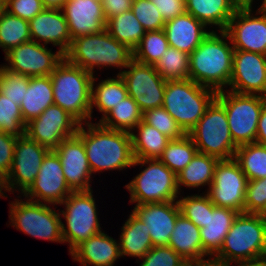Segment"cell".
<instances>
[{
	"label": "cell",
	"mask_w": 266,
	"mask_h": 266,
	"mask_svg": "<svg viewBox=\"0 0 266 266\" xmlns=\"http://www.w3.org/2000/svg\"><path fill=\"white\" fill-rule=\"evenodd\" d=\"M219 33L217 30H210L201 44L190 54L189 59V79L216 93L228 88L234 55L228 34L225 31Z\"/></svg>",
	"instance_id": "cell-1"
},
{
	"label": "cell",
	"mask_w": 266,
	"mask_h": 266,
	"mask_svg": "<svg viewBox=\"0 0 266 266\" xmlns=\"http://www.w3.org/2000/svg\"><path fill=\"white\" fill-rule=\"evenodd\" d=\"M76 135L84 143L92 174L133 167L131 133L88 122L79 125Z\"/></svg>",
	"instance_id": "cell-2"
},
{
	"label": "cell",
	"mask_w": 266,
	"mask_h": 266,
	"mask_svg": "<svg viewBox=\"0 0 266 266\" xmlns=\"http://www.w3.org/2000/svg\"><path fill=\"white\" fill-rule=\"evenodd\" d=\"M64 58L70 64L81 67L92 75L96 72L95 67L117 68L120 69L117 75H120L123 72L121 69H125L133 59V51L114 39L105 29L73 39Z\"/></svg>",
	"instance_id": "cell-3"
},
{
	"label": "cell",
	"mask_w": 266,
	"mask_h": 266,
	"mask_svg": "<svg viewBox=\"0 0 266 266\" xmlns=\"http://www.w3.org/2000/svg\"><path fill=\"white\" fill-rule=\"evenodd\" d=\"M266 256V216L239 213L213 259L239 265Z\"/></svg>",
	"instance_id": "cell-4"
},
{
	"label": "cell",
	"mask_w": 266,
	"mask_h": 266,
	"mask_svg": "<svg viewBox=\"0 0 266 266\" xmlns=\"http://www.w3.org/2000/svg\"><path fill=\"white\" fill-rule=\"evenodd\" d=\"M54 104L80 124L91 122V93L94 75L70 64L65 58L50 74Z\"/></svg>",
	"instance_id": "cell-5"
},
{
	"label": "cell",
	"mask_w": 266,
	"mask_h": 266,
	"mask_svg": "<svg viewBox=\"0 0 266 266\" xmlns=\"http://www.w3.org/2000/svg\"><path fill=\"white\" fill-rule=\"evenodd\" d=\"M216 98V92L191 79L167 81L162 107L187 134Z\"/></svg>",
	"instance_id": "cell-6"
},
{
	"label": "cell",
	"mask_w": 266,
	"mask_h": 266,
	"mask_svg": "<svg viewBox=\"0 0 266 266\" xmlns=\"http://www.w3.org/2000/svg\"><path fill=\"white\" fill-rule=\"evenodd\" d=\"M145 167L125 188L130 192V203L142 205L177 201L181 194L177 175L159 159L134 158L132 166Z\"/></svg>",
	"instance_id": "cell-7"
},
{
	"label": "cell",
	"mask_w": 266,
	"mask_h": 266,
	"mask_svg": "<svg viewBox=\"0 0 266 266\" xmlns=\"http://www.w3.org/2000/svg\"><path fill=\"white\" fill-rule=\"evenodd\" d=\"M187 134L199 153L217 157L219 160L234 158L238 148L230 134L225 108L216 98Z\"/></svg>",
	"instance_id": "cell-8"
},
{
	"label": "cell",
	"mask_w": 266,
	"mask_h": 266,
	"mask_svg": "<svg viewBox=\"0 0 266 266\" xmlns=\"http://www.w3.org/2000/svg\"><path fill=\"white\" fill-rule=\"evenodd\" d=\"M66 225L62 222V238L69 243V254L90 237L102 232L93 190L73 191L59 206Z\"/></svg>",
	"instance_id": "cell-9"
},
{
	"label": "cell",
	"mask_w": 266,
	"mask_h": 266,
	"mask_svg": "<svg viewBox=\"0 0 266 266\" xmlns=\"http://www.w3.org/2000/svg\"><path fill=\"white\" fill-rule=\"evenodd\" d=\"M18 198L20 200L14 199L9 203V223L13 228L33 238L64 243L60 211L56 212L48 204Z\"/></svg>",
	"instance_id": "cell-10"
},
{
	"label": "cell",
	"mask_w": 266,
	"mask_h": 266,
	"mask_svg": "<svg viewBox=\"0 0 266 266\" xmlns=\"http://www.w3.org/2000/svg\"><path fill=\"white\" fill-rule=\"evenodd\" d=\"M216 99L225 108L234 143L241 146L256 142L257 125L266 97L227 89L217 92Z\"/></svg>",
	"instance_id": "cell-11"
},
{
	"label": "cell",
	"mask_w": 266,
	"mask_h": 266,
	"mask_svg": "<svg viewBox=\"0 0 266 266\" xmlns=\"http://www.w3.org/2000/svg\"><path fill=\"white\" fill-rule=\"evenodd\" d=\"M247 184L248 179L234 158L221 159L215 166L213 182L206 193L215 206L244 213Z\"/></svg>",
	"instance_id": "cell-12"
},
{
	"label": "cell",
	"mask_w": 266,
	"mask_h": 266,
	"mask_svg": "<svg viewBox=\"0 0 266 266\" xmlns=\"http://www.w3.org/2000/svg\"><path fill=\"white\" fill-rule=\"evenodd\" d=\"M120 76L123 78L128 95L139 106L142 113L162 107L167 80L163 79L154 65L132 59Z\"/></svg>",
	"instance_id": "cell-13"
},
{
	"label": "cell",
	"mask_w": 266,
	"mask_h": 266,
	"mask_svg": "<svg viewBox=\"0 0 266 266\" xmlns=\"http://www.w3.org/2000/svg\"><path fill=\"white\" fill-rule=\"evenodd\" d=\"M49 151L48 148L31 140L25 134L18 137L10 172L3 180L5 194L21 191L20 194L23 195L34 183L43 158Z\"/></svg>",
	"instance_id": "cell-14"
},
{
	"label": "cell",
	"mask_w": 266,
	"mask_h": 266,
	"mask_svg": "<svg viewBox=\"0 0 266 266\" xmlns=\"http://www.w3.org/2000/svg\"><path fill=\"white\" fill-rule=\"evenodd\" d=\"M79 125L72 115L53 104L26 123L24 134L49 150H55L63 140L76 135Z\"/></svg>",
	"instance_id": "cell-15"
},
{
	"label": "cell",
	"mask_w": 266,
	"mask_h": 266,
	"mask_svg": "<svg viewBox=\"0 0 266 266\" xmlns=\"http://www.w3.org/2000/svg\"><path fill=\"white\" fill-rule=\"evenodd\" d=\"M252 12V6H239L225 32L235 50L266 55V12L260 9Z\"/></svg>",
	"instance_id": "cell-16"
},
{
	"label": "cell",
	"mask_w": 266,
	"mask_h": 266,
	"mask_svg": "<svg viewBox=\"0 0 266 266\" xmlns=\"http://www.w3.org/2000/svg\"><path fill=\"white\" fill-rule=\"evenodd\" d=\"M8 64L1 65L14 72L28 77L50 75L55 67L64 59L59 50L56 53L44 44L33 40L22 43L5 53Z\"/></svg>",
	"instance_id": "cell-17"
},
{
	"label": "cell",
	"mask_w": 266,
	"mask_h": 266,
	"mask_svg": "<svg viewBox=\"0 0 266 266\" xmlns=\"http://www.w3.org/2000/svg\"><path fill=\"white\" fill-rule=\"evenodd\" d=\"M73 190L68 186L59 156L50 150L43 158L37 177L23 197L34 202L57 206Z\"/></svg>",
	"instance_id": "cell-18"
},
{
	"label": "cell",
	"mask_w": 266,
	"mask_h": 266,
	"mask_svg": "<svg viewBox=\"0 0 266 266\" xmlns=\"http://www.w3.org/2000/svg\"><path fill=\"white\" fill-rule=\"evenodd\" d=\"M230 91L266 97V55L235 50Z\"/></svg>",
	"instance_id": "cell-19"
},
{
	"label": "cell",
	"mask_w": 266,
	"mask_h": 266,
	"mask_svg": "<svg viewBox=\"0 0 266 266\" xmlns=\"http://www.w3.org/2000/svg\"><path fill=\"white\" fill-rule=\"evenodd\" d=\"M59 156L65 180L73 191H90L93 175L83 141L77 136L63 140L54 150Z\"/></svg>",
	"instance_id": "cell-20"
},
{
	"label": "cell",
	"mask_w": 266,
	"mask_h": 266,
	"mask_svg": "<svg viewBox=\"0 0 266 266\" xmlns=\"http://www.w3.org/2000/svg\"><path fill=\"white\" fill-rule=\"evenodd\" d=\"M132 213L146 224L154 246H167L181 214L177 201L135 205Z\"/></svg>",
	"instance_id": "cell-21"
},
{
	"label": "cell",
	"mask_w": 266,
	"mask_h": 266,
	"mask_svg": "<svg viewBox=\"0 0 266 266\" xmlns=\"http://www.w3.org/2000/svg\"><path fill=\"white\" fill-rule=\"evenodd\" d=\"M61 10L72 40L106 29L101 0H67Z\"/></svg>",
	"instance_id": "cell-22"
},
{
	"label": "cell",
	"mask_w": 266,
	"mask_h": 266,
	"mask_svg": "<svg viewBox=\"0 0 266 266\" xmlns=\"http://www.w3.org/2000/svg\"><path fill=\"white\" fill-rule=\"evenodd\" d=\"M31 40L59 47L65 54L72 43L68 23L61 9L44 8L39 14L29 21Z\"/></svg>",
	"instance_id": "cell-23"
},
{
	"label": "cell",
	"mask_w": 266,
	"mask_h": 266,
	"mask_svg": "<svg viewBox=\"0 0 266 266\" xmlns=\"http://www.w3.org/2000/svg\"><path fill=\"white\" fill-rule=\"evenodd\" d=\"M207 28L188 12L166 21L164 25L169 47L176 48L189 55L209 34L210 31Z\"/></svg>",
	"instance_id": "cell-24"
},
{
	"label": "cell",
	"mask_w": 266,
	"mask_h": 266,
	"mask_svg": "<svg viewBox=\"0 0 266 266\" xmlns=\"http://www.w3.org/2000/svg\"><path fill=\"white\" fill-rule=\"evenodd\" d=\"M70 255L81 266H114L121 258L119 241L104 231L78 245Z\"/></svg>",
	"instance_id": "cell-25"
},
{
	"label": "cell",
	"mask_w": 266,
	"mask_h": 266,
	"mask_svg": "<svg viewBox=\"0 0 266 266\" xmlns=\"http://www.w3.org/2000/svg\"><path fill=\"white\" fill-rule=\"evenodd\" d=\"M239 213L223 207L215 206L208 196V219L200 228L203 251L213 258L221 249L228 231Z\"/></svg>",
	"instance_id": "cell-26"
},
{
	"label": "cell",
	"mask_w": 266,
	"mask_h": 266,
	"mask_svg": "<svg viewBox=\"0 0 266 266\" xmlns=\"http://www.w3.org/2000/svg\"><path fill=\"white\" fill-rule=\"evenodd\" d=\"M168 246L186 261L198 262L206 260V257L209 259L203 251L200 228L182 214L176 220Z\"/></svg>",
	"instance_id": "cell-27"
},
{
	"label": "cell",
	"mask_w": 266,
	"mask_h": 266,
	"mask_svg": "<svg viewBox=\"0 0 266 266\" xmlns=\"http://www.w3.org/2000/svg\"><path fill=\"white\" fill-rule=\"evenodd\" d=\"M186 12L202 22L206 27L218 26L225 31L229 20L239 8L235 0H185Z\"/></svg>",
	"instance_id": "cell-28"
},
{
	"label": "cell",
	"mask_w": 266,
	"mask_h": 266,
	"mask_svg": "<svg viewBox=\"0 0 266 266\" xmlns=\"http://www.w3.org/2000/svg\"><path fill=\"white\" fill-rule=\"evenodd\" d=\"M54 104L50 75L30 77L27 91L20 104L25 123L37 118L47 107Z\"/></svg>",
	"instance_id": "cell-29"
},
{
	"label": "cell",
	"mask_w": 266,
	"mask_h": 266,
	"mask_svg": "<svg viewBox=\"0 0 266 266\" xmlns=\"http://www.w3.org/2000/svg\"><path fill=\"white\" fill-rule=\"evenodd\" d=\"M121 227L119 248L121 257H137V261L153 247L149 230L146 224L136 217L132 212Z\"/></svg>",
	"instance_id": "cell-30"
},
{
	"label": "cell",
	"mask_w": 266,
	"mask_h": 266,
	"mask_svg": "<svg viewBox=\"0 0 266 266\" xmlns=\"http://www.w3.org/2000/svg\"><path fill=\"white\" fill-rule=\"evenodd\" d=\"M96 78L94 76L92 80L91 121L94 107L98 109L99 113H102V119L115 105H118L121 100L129 96L125 82L120 75L116 74L114 78L108 77L98 84H95Z\"/></svg>",
	"instance_id": "cell-31"
},
{
	"label": "cell",
	"mask_w": 266,
	"mask_h": 266,
	"mask_svg": "<svg viewBox=\"0 0 266 266\" xmlns=\"http://www.w3.org/2000/svg\"><path fill=\"white\" fill-rule=\"evenodd\" d=\"M134 131L131 132L134 158L158 159L171 141L168 136L143 120L134 128Z\"/></svg>",
	"instance_id": "cell-32"
},
{
	"label": "cell",
	"mask_w": 266,
	"mask_h": 266,
	"mask_svg": "<svg viewBox=\"0 0 266 266\" xmlns=\"http://www.w3.org/2000/svg\"><path fill=\"white\" fill-rule=\"evenodd\" d=\"M218 161L217 157L197 152L191 162L177 174L179 192H181L182 186L191 189L208 186L209 189Z\"/></svg>",
	"instance_id": "cell-33"
},
{
	"label": "cell",
	"mask_w": 266,
	"mask_h": 266,
	"mask_svg": "<svg viewBox=\"0 0 266 266\" xmlns=\"http://www.w3.org/2000/svg\"><path fill=\"white\" fill-rule=\"evenodd\" d=\"M107 31L118 42L133 51L145 35V29L132 10L116 15L107 21Z\"/></svg>",
	"instance_id": "cell-34"
},
{
	"label": "cell",
	"mask_w": 266,
	"mask_h": 266,
	"mask_svg": "<svg viewBox=\"0 0 266 266\" xmlns=\"http://www.w3.org/2000/svg\"><path fill=\"white\" fill-rule=\"evenodd\" d=\"M142 115L134 99L127 96L98 122L106 128L131 133L142 121Z\"/></svg>",
	"instance_id": "cell-35"
},
{
	"label": "cell",
	"mask_w": 266,
	"mask_h": 266,
	"mask_svg": "<svg viewBox=\"0 0 266 266\" xmlns=\"http://www.w3.org/2000/svg\"><path fill=\"white\" fill-rule=\"evenodd\" d=\"M234 159L248 180L266 177V145L252 142L238 146Z\"/></svg>",
	"instance_id": "cell-36"
},
{
	"label": "cell",
	"mask_w": 266,
	"mask_h": 266,
	"mask_svg": "<svg viewBox=\"0 0 266 266\" xmlns=\"http://www.w3.org/2000/svg\"><path fill=\"white\" fill-rule=\"evenodd\" d=\"M197 152L192 138L185 134L180 139H171L158 159L177 175L191 162Z\"/></svg>",
	"instance_id": "cell-37"
},
{
	"label": "cell",
	"mask_w": 266,
	"mask_h": 266,
	"mask_svg": "<svg viewBox=\"0 0 266 266\" xmlns=\"http://www.w3.org/2000/svg\"><path fill=\"white\" fill-rule=\"evenodd\" d=\"M30 40L29 21L11 15L7 11L0 15V47L4 54Z\"/></svg>",
	"instance_id": "cell-38"
},
{
	"label": "cell",
	"mask_w": 266,
	"mask_h": 266,
	"mask_svg": "<svg viewBox=\"0 0 266 266\" xmlns=\"http://www.w3.org/2000/svg\"><path fill=\"white\" fill-rule=\"evenodd\" d=\"M189 59L188 53L168 47L154 67L167 81L186 80L189 79Z\"/></svg>",
	"instance_id": "cell-39"
},
{
	"label": "cell",
	"mask_w": 266,
	"mask_h": 266,
	"mask_svg": "<svg viewBox=\"0 0 266 266\" xmlns=\"http://www.w3.org/2000/svg\"><path fill=\"white\" fill-rule=\"evenodd\" d=\"M169 47L164 29L147 31L133 50V59L148 65H155Z\"/></svg>",
	"instance_id": "cell-40"
},
{
	"label": "cell",
	"mask_w": 266,
	"mask_h": 266,
	"mask_svg": "<svg viewBox=\"0 0 266 266\" xmlns=\"http://www.w3.org/2000/svg\"><path fill=\"white\" fill-rule=\"evenodd\" d=\"M25 126L20 105L0 93V131L20 137L24 135Z\"/></svg>",
	"instance_id": "cell-41"
},
{
	"label": "cell",
	"mask_w": 266,
	"mask_h": 266,
	"mask_svg": "<svg viewBox=\"0 0 266 266\" xmlns=\"http://www.w3.org/2000/svg\"><path fill=\"white\" fill-rule=\"evenodd\" d=\"M179 197L177 202L181 214L193 222L198 228L204 227L208 219V194L203 192L200 195L198 193L186 197Z\"/></svg>",
	"instance_id": "cell-42"
},
{
	"label": "cell",
	"mask_w": 266,
	"mask_h": 266,
	"mask_svg": "<svg viewBox=\"0 0 266 266\" xmlns=\"http://www.w3.org/2000/svg\"><path fill=\"white\" fill-rule=\"evenodd\" d=\"M30 77L0 65V93L20 105L24 99Z\"/></svg>",
	"instance_id": "cell-43"
},
{
	"label": "cell",
	"mask_w": 266,
	"mask_h": 266,
	"mask_svg": "<svg viewBox=\"0 0 266 266\" xmlns=\"http://www.w3.org/2000/svg\"><path fill=\"white\" fill-rule=\"evenodd\" d=\"M142 120L170 139H180L186 134L163 107L145 111Z\"/></svg>",
	"instance_id": "cell-44"
},
{
	"label": "cell",
	"mask_w": 266,
	"mask_h": 266,
	"mask_svg": "<svg viewBox=\"0 0 266 266\" xmlns=\"http://www.w3.org/2000/svg\"><path fill=\"white\" fill-rule=\"evenodd\" d=\"M131 10L146 32L164 29L166 22L151 0H133Z\"/></svg>",
	"instance_id": "cell-45"
},
{
	"label": "cell",
	"mask_w": 266,
	"mask_h": 266,
	"mask_svg": "<svg viewBox=\"0 0 266 266\" xmlns=\"http://www.w3.org/2000/svg\"><path fill=\"white\" fill-rule=\"evenodd\" d=\"M244 213L266 214V177L248 180L244 200Z\"/></svg>",
	"instance_id": "cell-46"
},
{
	"label": "cell",
	"mask_w": 266,
	"mask_h": 266,
	"mask_svg": "<svg viewBox=\"0 0 266 266\" xmlns=\"http://www.w3.org/2000/svg\"><path fill=\"white\" fill-rule=\"evenodd\" d=\"M139 260V266H181L186 261L168 245L152 247Z\"/></svg>",
	"instance_id": "cell-47"
},
{
	"label": "cell",
	"mask_w": 266,
	"mask_h": 266,
	"mask_svg": "<svg viewBox=\"0 0 266 266\" xmlns=\"http://www.w3.org/2000/svg\"><path fill=\"white\" fill-rule=\"evenodd\" d=\"M45 7L41 0H5V11L30 21Z\"/></svg>",
	"instance_id": "cell-48"
},
{
	"label": "cell",
	"mask_w": 266,
	"mask_h": 266,
	"mask_svg": "<svg viewBox=\"0 0 266 266\" xmlns=\"http://www.w3.org/2000/svg\"><path fill=\"white\" fill-rule=\"evenodd\" d=\"M18 137L0 131V179L4 180L11 169Z\"/></svg>",
	"instance_id": "cell-49"
},
{
	"label": "cell",
	"mask_w": 266,
	"mask_h": 266,
	"mask_svg": "<svg viewBox=\"0 0 266 266\" xmlns=\"http://www.w3.org/2000/svg\"><path fill=\"white\" fill-rule=\"evenodd\" d=\"M164 21L174 19L186 12L185 0H151Z\"/></svg>",
	"instance_id": "cell-50"
},
{
	"label": "cell",
	"mask_w": 266,
	"mask_h": 266,
	"mask_svg": "<svg viewBox=\"0 0 266 266\" xmlns=\"http://www.w3.org/2000/svg\"><path fill=\"white\" fill-rule=\"evenodd\" d=\"M133 0H101L106 20L131 10Z\"/></svg>",
	"instance_id": "cell-51"
},
{
	"label": "cell",
	"mask_w": 266,
	"mask_h": 266,
	"mask_svg": "<svg viewBox=\"0 0 266 266\" xmlns=\"http://www.w3.org/2000/svg\"><path fill=\"white\" fill-rule=\"evenodd\" d=\"M256 142L266 145V100L264 101L257 125Z\"/></svg>",
	"instance_id": "cell-52"
},
{
	"label": "cell",
	"mask_w": 266,
	"mask_h": 266,
	"mask_svg": "<svg viewBox=\"0 0 266 266\" xmlns=\"http://www.w3.org/2000/svg\"><path fill=\"white\" fill-rule=\"evenodd\" d=\"M193 266H230V265L224 264L213 258L209 259L207 258L206 260L203 261L193 262Z\"/></svg>",
	"instance_id": "cell-53"
},
{
	"label": "cell",
	"mask_w": 266,
	"mask_h": 266,
	"mask_svg": "<svg viewBox=\"0 0 266 266\" xmlns=\"http://www.w3.org/2000/svg\"><path fill=\"white\" fill-rule=\"evenodd\" d=\"M45 8L61 9L67 0H41Z\"/></svg>",
	"instance_id": "cell-54"
},
{
	"label": "cell",
	"mask_w": 266,
	"mask_h": 266,
	"mask_svg": "<svg viewBox=\"0 0 266 266\" xmlns=\"http://www.w3.org/2000/svg\"><path fill=\"white\" fill-rule=\"evenodd\" d=\"M238 266H266V256L239 264Z\"/></svg>",
	"instance_id": "cell-55"
},
{
	"label": "cell",
	"mask_w": 266,
	"mask_h": 266,
	"mask_svg": "<svg viewBox=\"0 0 266 266\" xmlns=\"http://www.w3.org/2000/svg\"><path fill=\"white\" fill-rule=\"evenodd\" d=\"M239 6H252L254 0H235Z\"/></svg>",
	"instance_id": "cell-56"
},
{
	"label": "cell",
	"mask_w": 266,
	"mask_h": 266,
	"mask_svg": "<svg viewBox=\"0 0 266 266\" xmlns=\"http://www.w3.org/2000/svg\"><path fill=\"white\" fill-rule=\"evenodd\" d=\"M4 187H3V180L0 179V198H7V194H5V192L3 191Z\"/></svg>",
	"instance_id": "cell-57"
},
{
	"label": "cell",
	"mask_w": 266,
	"mask_h": 266,
	"mask_svg": "<svg viewBox=\"0 0 266 266\" xmlns=\"http://www.w3.org/2000/svg\"><path fill=\"white\" fill-rule=\"evenodd\" d=\"M5 11V0H0V15Z\"/></svg>",
	"instance_id": "cell-58"
},
{
	"label": "cell",
	"mask_w": 266,
	"mask_h": 266,
	"mask_svg": "<svg viewBox=\"0 0 266 266\" xmlns=\"http://www.w3.org/2000/svg\"><path fill=\"white\" fill-rule=\"evenodd\" d=\"M258 9L266 12V0H262V4L260 5Z\"/></svg>",
	"instance_id": "cell-59"
},
{
	"label": "cell",
	"mask_w": 266,
	"mask_h": 266,
	"mask_svg": "<svg viewBox=\"0 0 266 266\" xmlns=\"http://www.w3.org/2000/svg\"><path fill=\"white\" fill-rule=\"evenodd\" d=\"M181 266H193L192 261H185Z\"/></svg>",
	"instance_id": "cell-60"
}]
</instances>
